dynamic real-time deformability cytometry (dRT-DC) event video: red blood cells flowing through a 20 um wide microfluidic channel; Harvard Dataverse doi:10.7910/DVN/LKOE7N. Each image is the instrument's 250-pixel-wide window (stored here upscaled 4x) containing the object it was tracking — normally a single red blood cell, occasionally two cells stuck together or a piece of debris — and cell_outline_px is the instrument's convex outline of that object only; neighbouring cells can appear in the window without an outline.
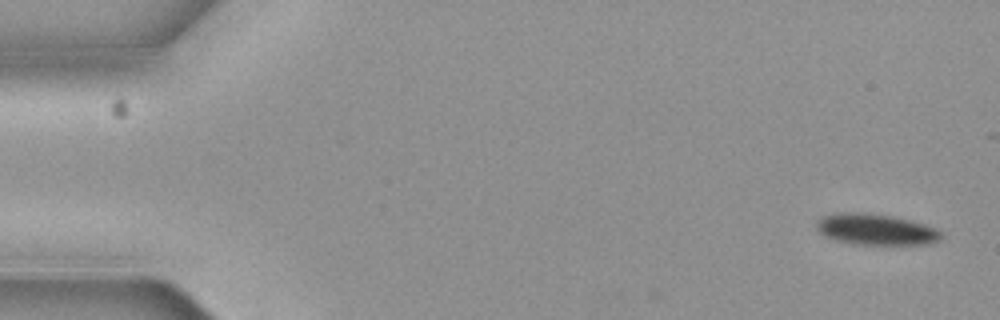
{"species": "common noctule bat (a hibernating species)", "species_latin": "Nyctalus noctula", "temperature_condition": "cold", "stored_images_in_passage": 5, "camera_frame_rate_fps": 3000, "um_per_image_px": 0.085, "animal": {"sex": "female", "body_mass_g": 19.3, "forearm_length_mm": 54.1}, "frame": {"image": 1, "passage_image": 1, "time_ms": 0.0, "image_size_px": [1000, 320], "cell_outline_px": [[944, 236], [940, 240], [928, 244], [856, 244], [836, 240], [824, 236], [816, 228], [816, 220], [820, 216], [832, 212], [872, 212], [896, 216], [912, 220], [936, 228]], "centroid_in_image_um": [74.41, 19.47], "position_along_channel_um": 10.6, "area_um2": 23.12}}